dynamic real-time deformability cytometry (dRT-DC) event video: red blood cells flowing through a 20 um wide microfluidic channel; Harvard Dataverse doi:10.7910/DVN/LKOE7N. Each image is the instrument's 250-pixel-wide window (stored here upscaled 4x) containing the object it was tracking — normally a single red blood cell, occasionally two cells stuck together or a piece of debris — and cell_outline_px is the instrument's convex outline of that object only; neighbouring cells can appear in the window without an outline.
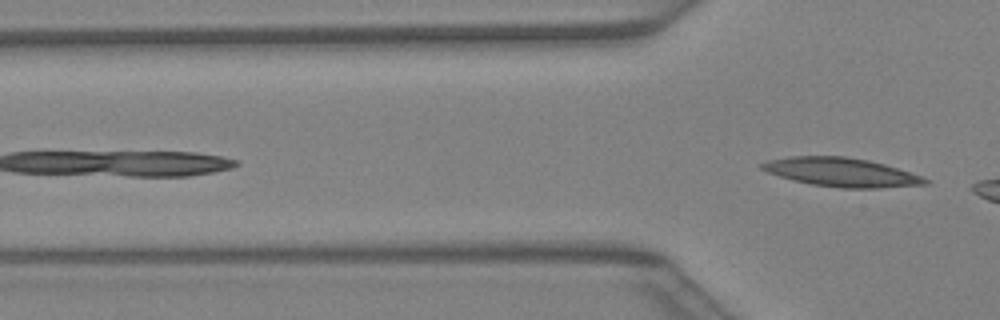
{"species": "Egyptian fruit bat (a non-hibernating species)", "species_latin": "Rousettus aegyptiacus", "temperature_condition": "warm", "stored_images_in_passage": 7, "camera_frame_rate_fps": 3000, "um_per_image_px": 0.085, "animal": {"sex": "female"}, "frame": {"image": 1, "passage_image": 7, "time_ms": 2.0, "image_size_px": [1000, 320], "cell_outline_px": [[932, 180], [928, 184], [880, 188], [840, 188], [812, 184], [792, 180], [768, 172], [760, 168], [760, 164], [768, 160], [792, 156], [844, 156], [868, 160], [884, 164], [924, 176]], "centroid_in_image_um": [71.57, 14.64], "position_along_channel_um": 54.2, "area_um2": 27.46}}